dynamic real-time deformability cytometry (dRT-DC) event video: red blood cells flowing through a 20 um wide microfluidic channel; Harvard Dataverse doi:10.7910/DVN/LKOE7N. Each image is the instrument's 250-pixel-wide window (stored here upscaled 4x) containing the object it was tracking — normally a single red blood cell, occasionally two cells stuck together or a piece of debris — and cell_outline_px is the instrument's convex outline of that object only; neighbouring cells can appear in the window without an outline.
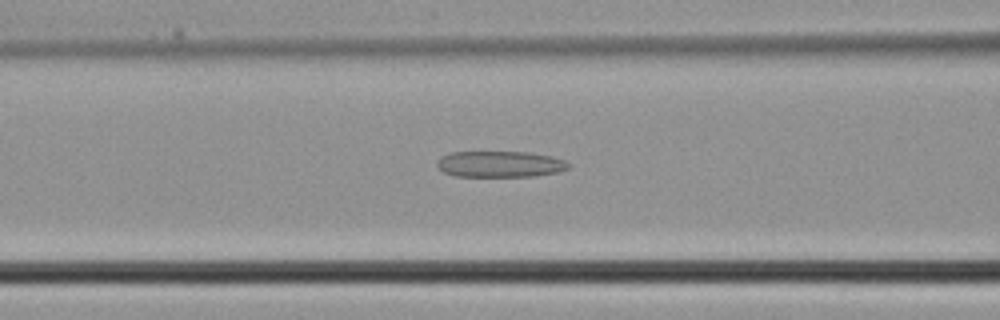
{"species": "common noctule bat (a hibernating species)", "species_latin": "Nyctalus noctula", "temperature_condition": "cold", "stored_images_in_passage": 6, "camera_frame_rate_fps": 3000, "um_per_image_px": 0.085, "animal": {"sex": "male", "body_mass_g": 21.5, "forearm_length_mm": 52.0}, "frame": {"image": 1, "passage_image": 4, "time_ms": 1.0, "image_size_px": [1000, 320], "cell_outline_px": [[572, 164], [568, 168], [560, 172], [536, 176], [456, 176], [444, 172], [436, 164], [440, 156], [448, 152], [528, 152], [552, 156], [564, 160]], "centroid_in_image_um": [42.53, 13.94], "position_along_channel_um": 124.1, "area_um2": 20.17}}
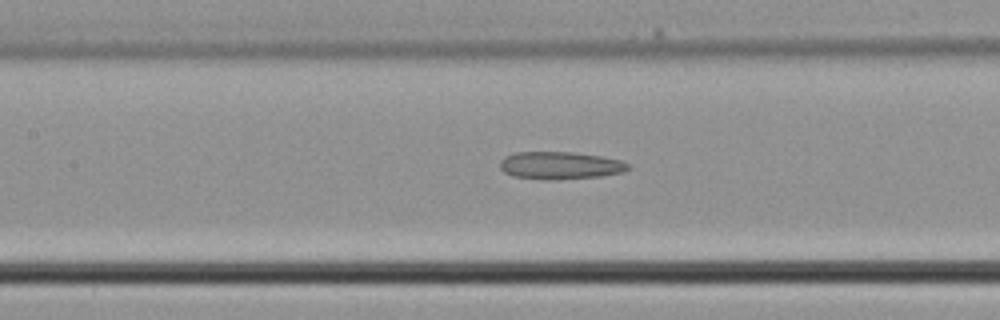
{"frame": {"image": 2, "passage_image": 6, "time_ms": 1.667, "image_size_px": [1000, 320], "cell_outline_px": [[628, 168], [624, 172], [600, 176], [548, 180], [512, 176], [504, 172], [500, 168], [500, 160], [504, 156], [516, 152], [572, 152], [600, 156], [620, 160], [628, 164]], "centroid_in_image_um": [47.56, 14.06], "position_along_channel_um": 159.8, "area_um2": 20.46}}